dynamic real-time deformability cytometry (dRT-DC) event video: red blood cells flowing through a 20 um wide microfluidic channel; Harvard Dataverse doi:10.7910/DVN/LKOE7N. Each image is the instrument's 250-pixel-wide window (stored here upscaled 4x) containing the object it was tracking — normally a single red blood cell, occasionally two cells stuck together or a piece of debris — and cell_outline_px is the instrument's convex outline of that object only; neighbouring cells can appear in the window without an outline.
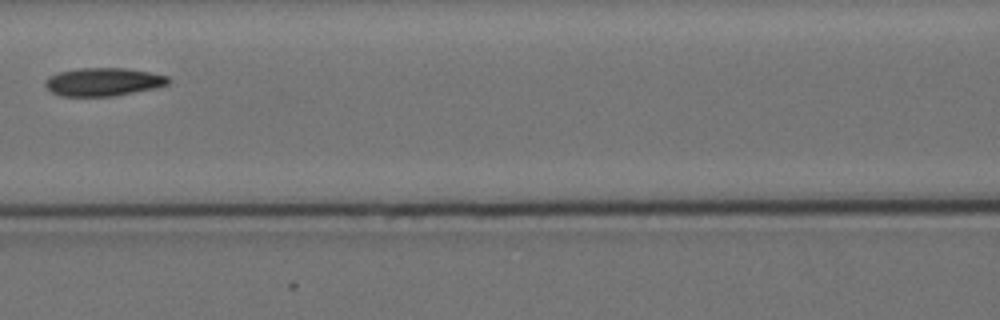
{"species": "Egyptian fruit bat (a non-hibernating species)", "species_latin": "Rousettus aegyptiacus", "temperature_condition": "cold", "stored_images_in_passage": 5, "camera_frame_rate_fps": 3000, "um_per_image_px": 0.085, "animal": {"sex": "female"}, "frame": {"image": 1, "passage_image": 5, "time_ms": 4.333, "image_size_px": [1000, 320], "cell_outline_px": [[172, 80], [168, 84], [156, 88], [112, 96], [60, 96], [52, 92], [44, 84], [48, 76], [60, 72], [76, 68], [128, 68], [152, 72], [168, 76]], "centroid_in_image_um": [8.81, 6.95], "position_along_channel_um": 157.8, "area_um2": 20.35}}